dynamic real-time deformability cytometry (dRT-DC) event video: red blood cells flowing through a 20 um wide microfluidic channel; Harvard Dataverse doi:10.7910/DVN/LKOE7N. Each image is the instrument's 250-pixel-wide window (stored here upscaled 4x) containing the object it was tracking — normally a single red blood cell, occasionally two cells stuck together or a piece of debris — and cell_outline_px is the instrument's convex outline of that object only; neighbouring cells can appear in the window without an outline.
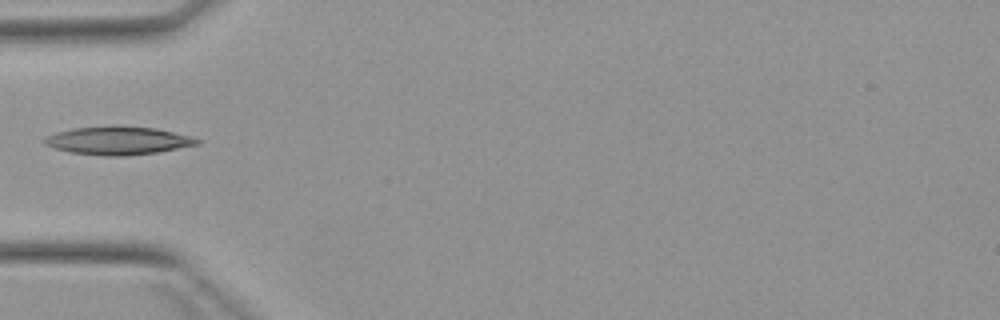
{"species": "Egyptian fruit bat (a non-hibernating species)", "species_latin": "Rousettus aegyptiacus", "temperature_condition": "warm", "stored_images_in_passage": 2, "camera_frame_rate_fps": 3000, "um_per_image_px": 0.085, "animal": {"sex": "female"}, "frame": {"image": 1, "passage_image": 1, "time_ms": 0.0, "image_size_px": [1000, 320], "cell_outline_px": [[200, 144], [156, 152], [124, 156], [100, 156], [68, 152], [44, 144], [44, 140], [48, 136], [56, 132], [72, 128], [116, 124], [120, 124], [156, 128], [192, 136], [200, 140]], "centroid_in_image_um": [10.04, 11.93], "position_along_channel_um": 75.0, "area_um2": 25.49}}
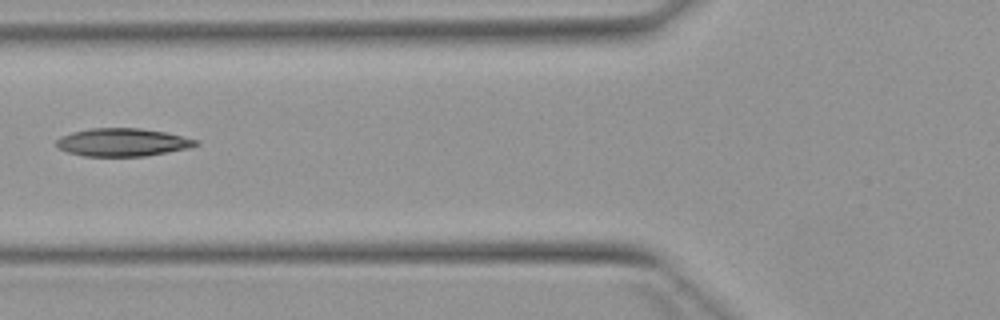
{"frame": {"image": 2, "passage_image": 2, "time_ms": 1.0, "image_size_px": [1000, 320], "cell_outline_px": [[200, 144], [188, 148], [144, 156], [84, 156], [68, 152], [56, 148], [56, 140], [60, 136], [72, 132], [92, 128], [140, 128], [164, 132], [200, 140]], "centroid_in_image_um": [10.4, 12.09], "position_along_channel_um": 115.4, "area_um2": 22.72}}